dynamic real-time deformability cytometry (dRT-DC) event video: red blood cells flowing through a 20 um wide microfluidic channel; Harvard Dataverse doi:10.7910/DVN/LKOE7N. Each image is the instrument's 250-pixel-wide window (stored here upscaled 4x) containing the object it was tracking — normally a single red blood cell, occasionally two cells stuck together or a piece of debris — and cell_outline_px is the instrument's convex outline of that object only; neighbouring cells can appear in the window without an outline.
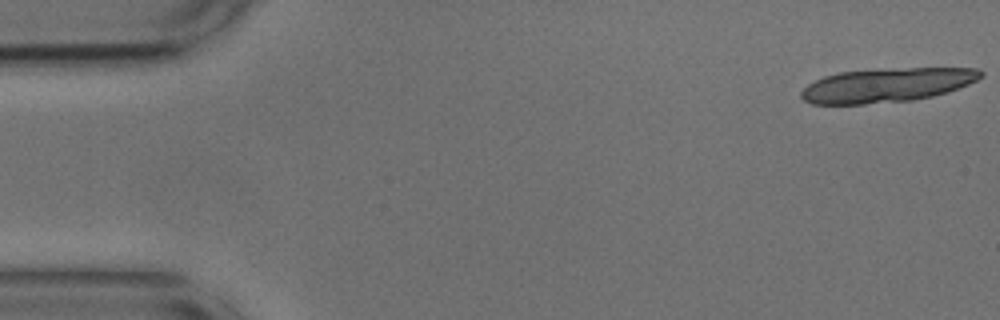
{"species": "common noctule bat (a hibernating species)", "species_latin": "Nyctalus noctula", "temperature_condition": "cold", "stored_images_in_passage": 17, "camera_frame_rate_fps": 3000, "um_per_image_px": 0.085, "animal": {"sex": "male", "body_mass_g": 17.9, "forearm_length_mm": 54.2}, "frame": {"image": 1, "passage_image": 1, "time_ms": 0.0, "image_size_px": [1000, 320], "cell_outline_px": [[984, 76], [968, 84], [932, 96], [912, 100], [864, 104], [812, 104], [804, 100], [800, 96], [800, 92], [808, 84], [824, 76], [840, 72], [908, 68], [980, 68], [984, 72]], "centroid_in_image_um": [75.38, 7.24], "position_along_channel_um": 9.6, "area_um2": 35.32}}